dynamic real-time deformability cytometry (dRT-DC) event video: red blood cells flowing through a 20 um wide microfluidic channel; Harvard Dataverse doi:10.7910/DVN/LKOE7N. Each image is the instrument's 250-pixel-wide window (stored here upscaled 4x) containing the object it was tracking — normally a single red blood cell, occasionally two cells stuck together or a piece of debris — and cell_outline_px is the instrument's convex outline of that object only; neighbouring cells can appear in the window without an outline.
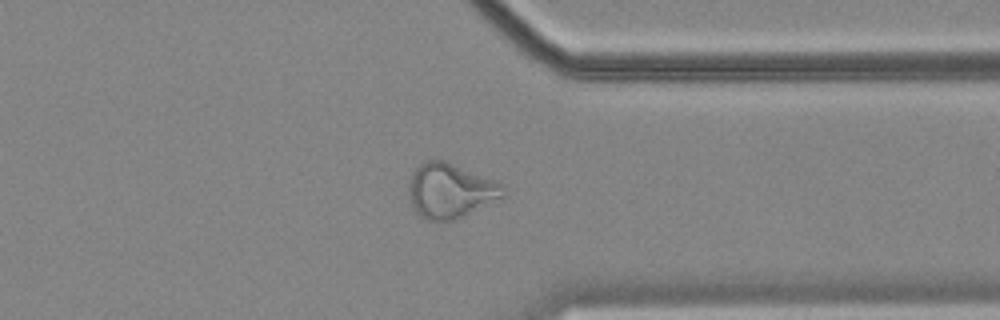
{"species": "common noctule bat (a hibernating species)", "species_latin": "Nyctalus noctula", "temperature_condition": "cold", "stored_images_in_passage": 58, "segment_of_instrument_passage": [1, 2], "camera_frame_rate_fps": 3000, "um_per_image_px": 0.085, "animal": {"sex": "female", "body_mass_g": 18.4}, "frame": {"image": 1, "passage_image": 44, "time_ms": 14.333, "image_size_px": [1000, 320], "cell_outline_px": [[504, 196], [456, 220], [444, 224], [428, 220], [420, 216], [416, 212], [408, 196], [408, 184], [412, 172], [420, 164], [428, 160], [444, 160], [504, 184]], "centroid_in_image_um": [38.24, 16.24], "position_along_channel_um": 373.2, "area_um2": 30.35}}
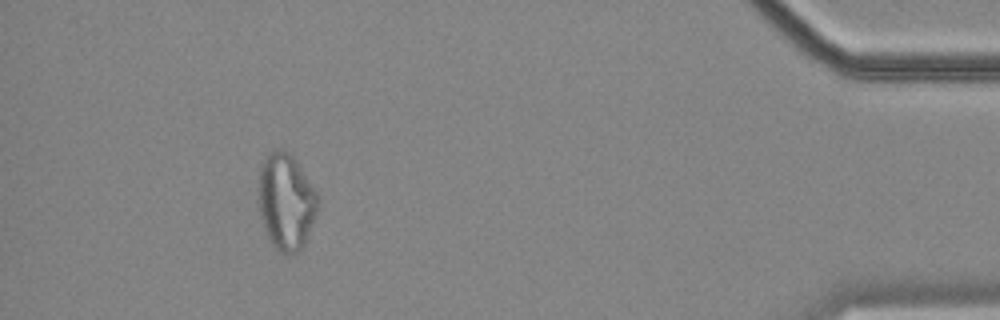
{"frame": {"image": 2, "passage_image": 52, "time_ms": 17.0, "image_size_px": [1000, 320], "cell_outline_px": [[320, 200], [316, 212], [304, 244], [292, 256], [280, 252], [272, 244], [264, 228], [260, 216], [256, 200], [260, 164], [264, 156], [276, 148], [280, 148], [288, 152], [296, 160], [316, 192]], "centroid_in_image_um": [24.26, 17.11], "position_along_channel_um": 410.9, "area_um2": 33.7}}